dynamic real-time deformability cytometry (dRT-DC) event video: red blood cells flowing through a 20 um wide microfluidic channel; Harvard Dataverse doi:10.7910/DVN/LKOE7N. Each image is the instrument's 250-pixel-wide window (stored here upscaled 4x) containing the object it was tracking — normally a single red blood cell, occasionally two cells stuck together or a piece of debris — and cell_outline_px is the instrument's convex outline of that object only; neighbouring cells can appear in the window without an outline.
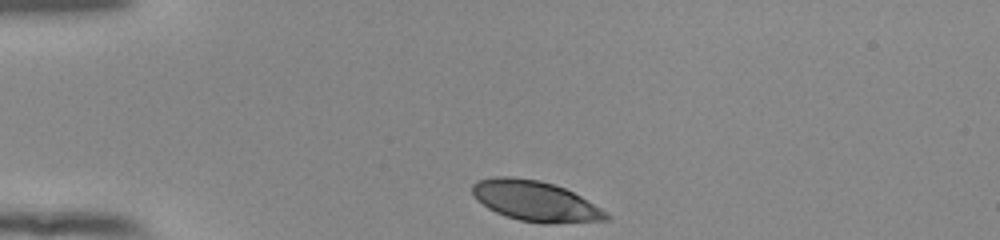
{"species": "human", "species_latin": "Homo sapiens", "temperature_condition": "room temperature", "stored_images_in_passage": 33, "camera_frame_rate_fps": 3000, "um_per_image_px": 0.085, "donor": {"sex": "female"}, "frame": {"image": 1, "passage_image": 1, "time_ms": 0.0, "image_size_px": [1000, 240], "cell_outline_px": [[612, 220], [552, 224], [540, 224], [520, 220], [496, 212], [488, 208], [476, 200], [472, 192], [472, 184], [476, 180], [496, 176], [512, 176], [540, 180], [564, 188], [588, 200], [612, 216]], "centroid_in_image_um": [45.51, 17.1], "position_along_channel_um": 39.5, "area_um2": 31.73}}
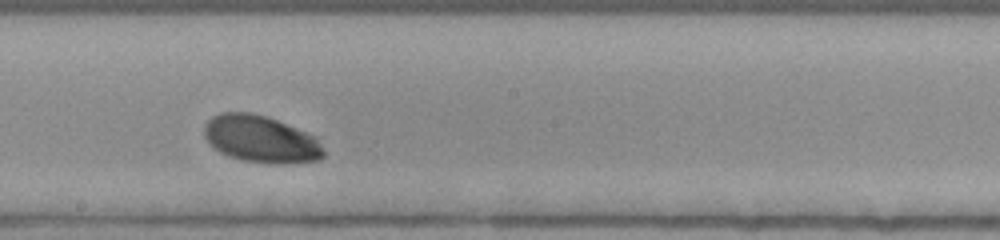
{"frame": {"image": 2, "passage_image": 19, "time_ms": 6.0, "image_size_px": [1000, 240], "cell_outline_px": [[324, 156], [320, 160], [288, 164], [272, 164], [240, 160], [228, 156], [220, 152], [204, 136], [204, 124], [212, 116], [220, 112], [252, 112], [276, 120], [296, 128], [312, 136], [316, 140], [324, 152]], "centroid_in_image_um": [22.14, 11.84], "position_along_channel_um": 226.1, "area_um2": 32.54}}
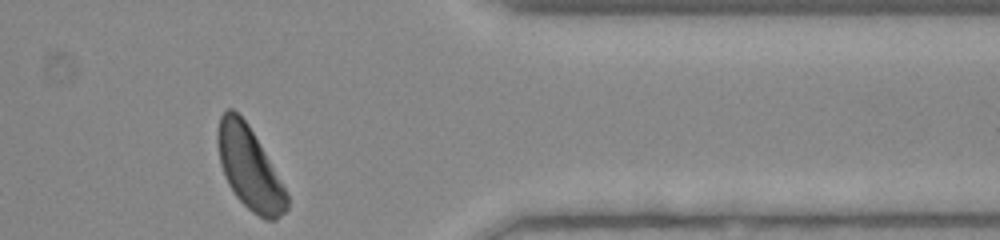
{"frame": {"image": 3, "passage_image": 33, "time_ms": 10.667, "image_size_px": [1000, 240], "cell_outline_px": [[288, 208], [276, 220], [264, 220], [252, 212], [236, 196], [228, 184], [220, 164], [216, 140], [216, 136], [220, 116], [228, 108], [232, 108], [248, 124], [264, 152], [284, 188], [288, 196]], "centroid_in_image_um": [21.17, 14.3], "position_along_channel_um": 390.2, "area_um2": 32.66}, "authors_computed_cell_mechanics": {"area_um2": 32.657, "velocity_mm_per_s": 3.8261, "shape_relaxation_time_tau1_ms": 1.688, "shape_relaxation_time_tau2_ms": null, "deformation_change_tau1": 0.1211, "deformation_change_tau2": null}}